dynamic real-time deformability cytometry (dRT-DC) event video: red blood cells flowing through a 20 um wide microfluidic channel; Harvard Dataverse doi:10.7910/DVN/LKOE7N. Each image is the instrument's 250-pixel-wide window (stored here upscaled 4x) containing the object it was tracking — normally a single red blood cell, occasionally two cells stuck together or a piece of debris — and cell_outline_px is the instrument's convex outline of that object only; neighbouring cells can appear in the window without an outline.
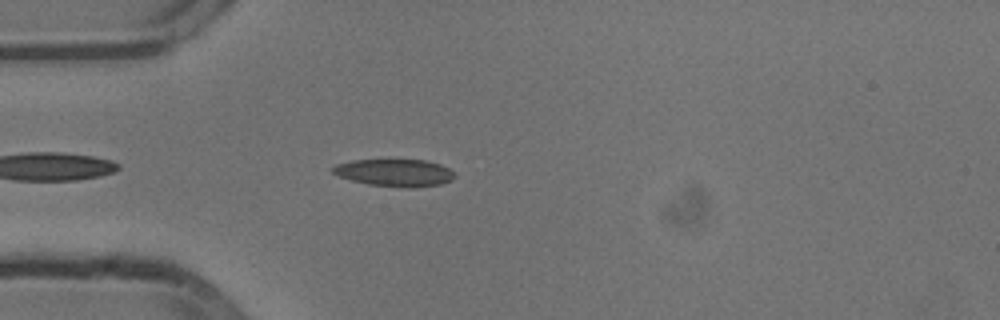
{"species": "common noctule bat (a hibernating species)", "species_latin": "Nyctalus noctula", "temperature_condition": "cold", "stored_images_in_passage": 26, "camera_frame_rate_fps": 3000, "um_per_image_px": 0.085, "animal": {"sex": "male", "body_mass_g": 13.3}, "frame": {"image": 1, "passage_image": 5, "time_ms": 1.333, "image_size_px": [1000, 320], "cell_outline_px": [[456, 176], [452, 180], [440, 184], [412, 188], [408, 188], [368, 184], [352, 180], [340, 176], [332, 172], [332, 168], [336, 164], [352, 160], [424, 160], [440, 164], [456, 172]], "centroid_in_image_um": [33.59, 14.68], "position_along_channel_um": 51.4, "area_um2": 19.36}}
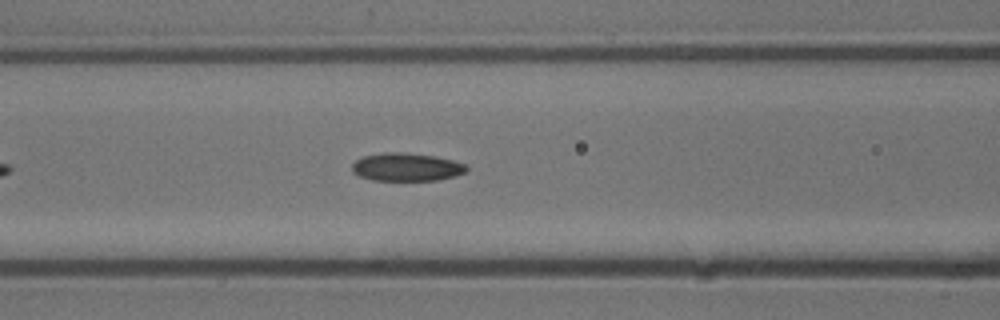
{"frame": {"image": 2, "passage_image": 12, "time_ms": 3.667, "image_size_px": [1000, 320], "cell_outline_px": [[468, 172], [456, 176], [436, 180], [372, 180], [360, 176], [352, 172], [352, 164], [356, 160], [364, 156], [384, 152], [404, 152], [436, 156], [452, 160], [464, 164], [468, 168]], "centroid_in_image_um": [34.57, 14.19], "position_along_channel_um": 132.0, "area_um2": 18.79}}
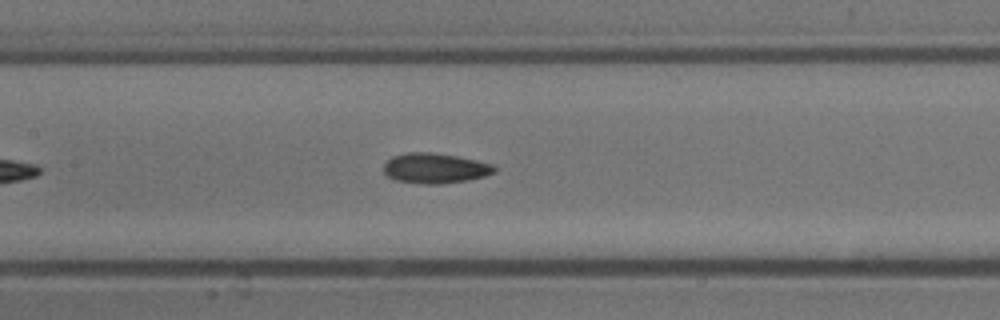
{"frame": {"image": 3, "passage_image": 15, "time_ms": 4.667, "image_size_px": [1000, 320], "cell_outline_px": [[496, 172], [484, 176], [468, 180], [440, 184], [424, 184], [396, 180], [388, 176], [384, 172], [384, 164], [392, 156], [408, 152], [432, 152], [456, 156], [476, 160], [492, 164], [496, 168]], "centroid_in_image_um": [36.98, 14.29], "position_along_channel_um": 170.4, "area_um2": 19.42}}